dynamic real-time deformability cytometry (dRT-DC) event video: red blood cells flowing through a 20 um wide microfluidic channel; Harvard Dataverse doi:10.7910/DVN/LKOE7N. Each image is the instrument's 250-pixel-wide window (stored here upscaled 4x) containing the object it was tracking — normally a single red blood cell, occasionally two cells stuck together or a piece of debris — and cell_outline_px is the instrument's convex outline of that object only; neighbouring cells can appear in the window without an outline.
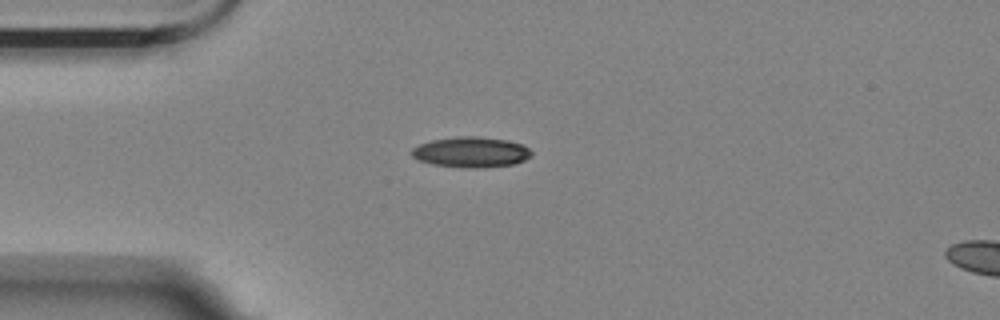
{"species": "Egyptian fruit bat (a non-hibernating species)", "species_latin": "Rousettus aegyptiacus", "temperature_condition": "room temperature", "stored_images_in_passage": 3, "camera_frame_rate_fps": 3000, "um_per_image_px": 0.085, "animal": {"sex": "female"}, "frame": {"image": 1, "passage_image": 1, "time_ms": 0.0, "image_size_px": [1000, 320], "cell_outline_px": [[532, 156], [524, 160], [512, 164], [480, 168], [464, 168], [432, 164], [416, 160], [412, 156], [412, 148], [420, 144], [432, 140], [456, 136], [480, 136], [508, 140], [524, 144], [532, 152]], "centroid_in_image_um": [40.04, 12.92], "position_along_channel_um": 45.0, "area_um2": 21.5}}
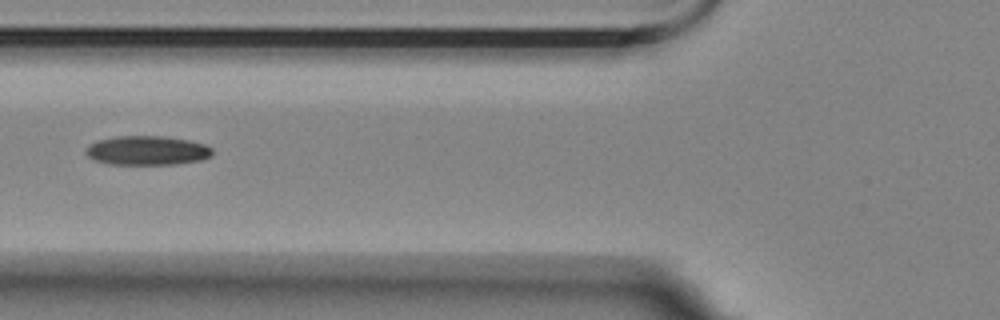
{"frame": {"image": 2, "passage_image": 3, "time_ms": 0.667, "image_size_px": [1000, 320], "cell_outline_px": [[212, 156], [200, 160], [176, 164], [108, 164], [92, 160], [84, 152], [92, 144], [100, 140], [116, 136], [160, 136], [188, 140], [204, 144], [212, 148]], "centroid_in_image_um": [12.51, 12.8], "position_along_channel_um": 113.3, "area_um2": 21.39}}